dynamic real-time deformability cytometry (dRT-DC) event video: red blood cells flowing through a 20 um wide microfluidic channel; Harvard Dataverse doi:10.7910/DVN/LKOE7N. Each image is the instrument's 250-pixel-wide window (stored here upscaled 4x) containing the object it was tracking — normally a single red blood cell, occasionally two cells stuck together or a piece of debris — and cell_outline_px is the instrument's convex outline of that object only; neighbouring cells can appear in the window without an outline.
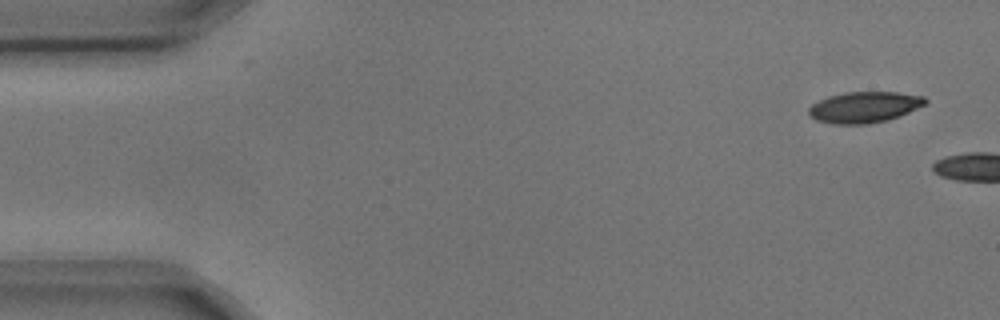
{"species": "common noctule bat (a hibernating species)", "species_latin": "Nyctalus noctula", "temperature_condition": "cold", "stored_images_in_passage": 4, "camera_frame_rate_fps": 3000, "um_per_image_px": 0.085, "animal": {"sex": "male", "body_mass_g": 17.9, "forearm_length_mm": 54.2}, "frame": {"image": 1, "passage_image": 1, "time_ms": 0.0, "image_size_px": [1000, 320], "cell_outline_px": [[928, 100], [924, 104], [908, 112], [888, 120], [868, 124], [832, 124], [816, 120], [808, 112], [808, 108], [812, 104], [828, 96], [844, 92], [896, 92], [924, 96]], "centroid_in_image_um": [73.45, 9.11], "position_along_channel_um": 11.6, "area_um2": 20.98}}